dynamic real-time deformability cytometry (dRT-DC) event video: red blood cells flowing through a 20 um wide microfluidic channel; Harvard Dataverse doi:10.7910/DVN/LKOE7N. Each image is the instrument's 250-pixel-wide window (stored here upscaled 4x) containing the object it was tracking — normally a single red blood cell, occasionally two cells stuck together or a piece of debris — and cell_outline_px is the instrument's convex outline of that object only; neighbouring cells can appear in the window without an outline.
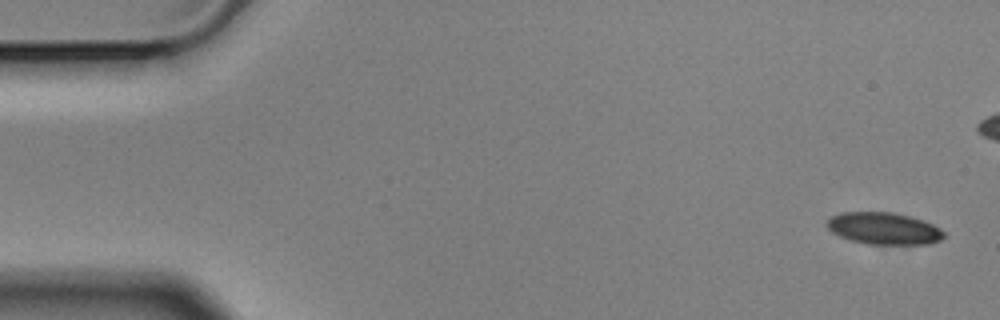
{"species": "Egyptian fruit bat (a non-hibernating species)", "species_latin": "Rousettus aegyptiacus", "temperature_condition": "cold", "stored_images_in_passage": 6, "camera_frame_rate_fps": 3000, "um_per_image_px": 0.085, "animal": {"sex": "male"}, "frame": {"image": 1, "passage_image": 1, "time_ms": 0.0, "image_size_px": [1000, 320], "cell_outline_px": [[944, 236], [940, 240], [928, 244], [868, 244], [852, 240], [840, 236], [832, 232], [824, 224], [832, 216], [840, 212], [892, 212], [924, 220], [940, 228], [944, 232]], "centroid_in_image_um": [75.12, 19.41], "position_along_channel_um": 9.9, "area_um2": 21.73}}
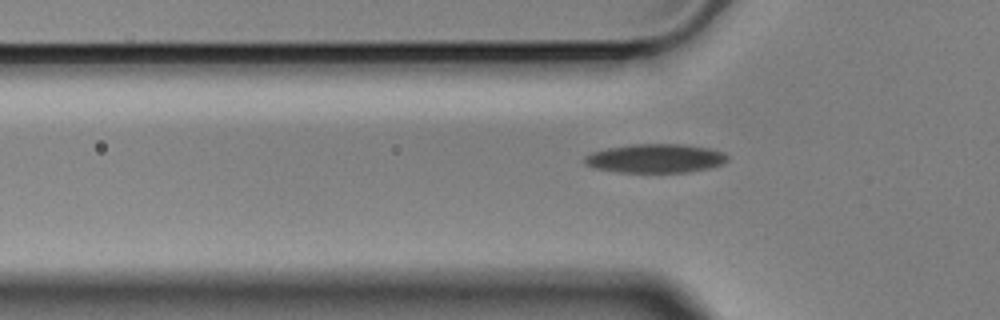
{"frame": {"image": 2, "passage_image": 6, "time_ms": 1.667, "image_size_px": [1000, 320], "cell_outline_px": [[728, 160], [724, 164], [712, 168], [688, 172], [616, 172], [592, 168], [584, 164], [584, 156], [592, 152], [608, 148], [632, 144], [684, 144], [708, 148], [724, 152], [728, 156]], "centroid_in_image_um": [55.72, 13.47], "position_along_channel_um": 70.1, "area_um2": 24.33}}